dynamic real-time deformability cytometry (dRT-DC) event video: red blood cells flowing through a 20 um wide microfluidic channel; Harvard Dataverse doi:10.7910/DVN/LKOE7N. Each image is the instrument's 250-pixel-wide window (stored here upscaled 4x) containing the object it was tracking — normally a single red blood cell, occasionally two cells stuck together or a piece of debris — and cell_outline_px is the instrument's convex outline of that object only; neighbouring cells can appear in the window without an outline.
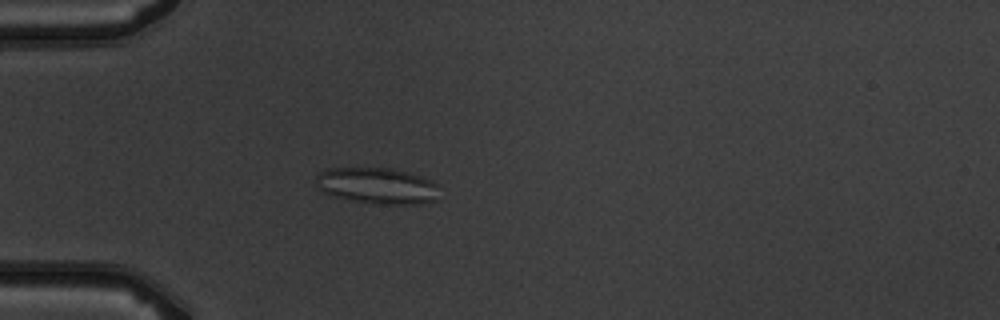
{"species": "common noctule bat (a hibernating species)", "species_latin": "Nyctalus noctula", "temperature_condition": "warm", "stored_images_in_passage": 4, "camera_frame_rate_fps": 3000, "um_per_image_px": 0.085, "animal": {"sex": "male", "body_mass_g": 19.5, "forearm_length_mm": 54.6}, "frame": {"image": 1, "passage_image": 4, "time_ms": 3.333, "image_size_px": [1000, 320], "cell_outline_px": [[440, 184], [436, 200], [420, 204], [376, 204], [328, 196], [316, 184], [316, 176], [320, 172], [328, 168], [388, 168], [420, 176], [432, 180]], "centroid_in_image_um": [32.07, 15.8], "position_along_channel_um": 52.9, "area_um2": 26.18}}